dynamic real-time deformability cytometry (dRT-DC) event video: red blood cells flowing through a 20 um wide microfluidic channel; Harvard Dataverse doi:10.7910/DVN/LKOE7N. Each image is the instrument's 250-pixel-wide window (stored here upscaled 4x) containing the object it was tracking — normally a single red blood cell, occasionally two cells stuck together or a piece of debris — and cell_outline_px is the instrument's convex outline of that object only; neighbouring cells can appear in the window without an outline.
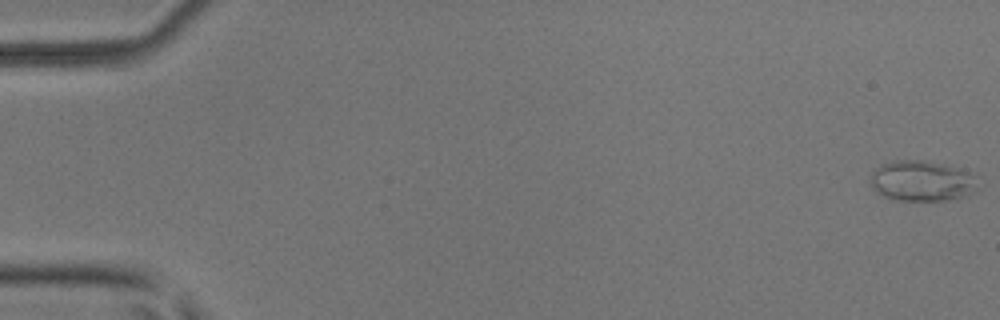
{"species": "common noctule bat (a hibernating species)", "species_latin": "Nyctalus noctula", "temperature_condition": "room temperature", "stored_images_in_passage": 53, "camera_frame_rate_fps": 3000, "um_per_image_px": 0.085, "animal": {"sex": "male", "body_mass_g": 17.9, "forearm_length_mm": 54.2}, "frame": {"image": 1, "passage_image": 1, "time_ms": 0.0, "image_size_px": [1000, 320], "cell_outline_px": [[980, 188], [964, 196], [944, 200], [892, 200], [876, 192], [872, 188], [872, 172], [876, 168], [884, 164], [900, 160], [920, 160], [968, 172], [972, 176]], "centroid_in_image_um": [78.32, 15.41], "position_along_channel_um": 6.7, "area_um2": 24.62}}
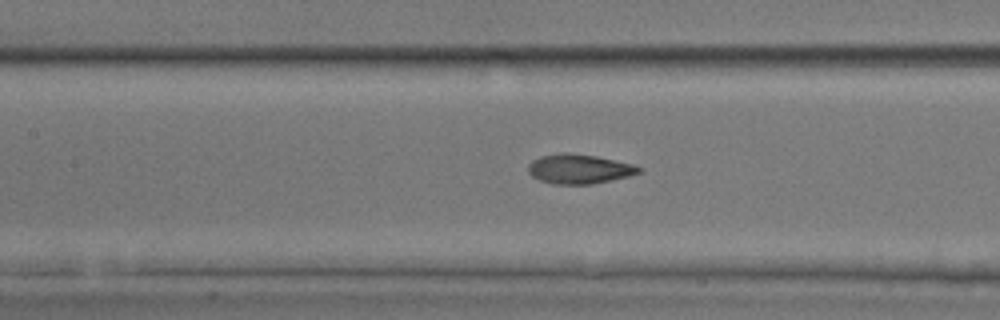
{"frame": {"image": 2, "passage_image": 25, "time_ms": 8.0, "image_size_px": [1000, 320], "cell_outline_px": [[644, 168], [640, 172], [628, 176], [592, 184], [552, 184], [540, 180], [532, 176], [528, 172], [528, 164], [532, 160], [540, 156], [560, 152], [564, 152], [596, 156], [632, 164]], "centroid_in_image_um": [49.2, 14.35], "position_along_channel_um": 158.2, "area_um2": 19.02}}
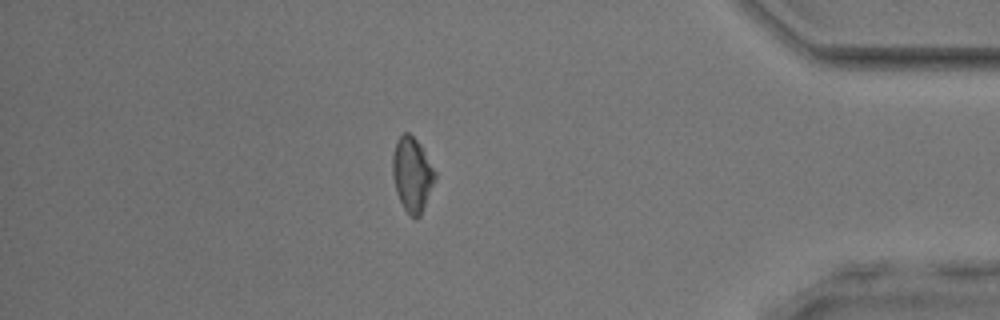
{"frame": {"image": 3, "passage_image": 46, "time_ms": 15.0, "image_size_px": [1000, 320], "cell_outline_px": [[436, 176], [420, 216], [416, 220], [404, 208], [396, 192], [392, 172], [392, 156], [396, 140], [404, 132], [408, 132], [420, 144], [436, 172]], "centroid_in_image_um": [35.01, 14.8], "position_along_channel_um": 400.2, "area_um2": 18.15}, "authors_computed_cell_mechanics": {"area_um2": 19.074, "velocity_mm_per_s": 3.9643, "shape_relaxation_time_tau1_ms": 3.1581, "shape_relaxation_time_tau2_ms": 2.2343, "deformation_change_tau1": 0.1212, "deformation_change_tau2": 0.0639}}